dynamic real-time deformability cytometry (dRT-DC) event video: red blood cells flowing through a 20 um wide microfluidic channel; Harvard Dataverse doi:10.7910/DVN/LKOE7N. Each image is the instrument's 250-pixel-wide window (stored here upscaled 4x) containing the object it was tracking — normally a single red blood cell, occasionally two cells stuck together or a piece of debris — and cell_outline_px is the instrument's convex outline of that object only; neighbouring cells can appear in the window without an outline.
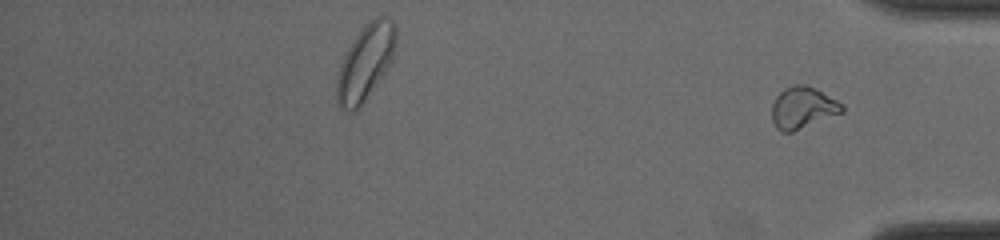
{"species": "common noctule bat (a hibernating species)", "species_latin": "Nyctalus noctula", "temperature_condition": "cold", "stored_images_in_passage": 37, "segment_of_instrument_passage": [2, 2], "camera_frame_rate_fps": 3000, "um_per_image_px": 0.085, "animal": {"sex": "male", "body_mass_g": 19.0, "forearm_length_mm": 50.8}, "frame": {"image": 1, "passage_image": 37, "time_ms": 12.0, "image_size_px": [1000, 240], "cell_outline_px": [[844, 112], [792, 132], [780, 132], [776, 128], [772, 120], [772, 104], [776, 96], [784, 88], [796, 84], [804, 84], [816, 88], [844, 104]], "centroid_in_image_um": [68.24, 9.15], "position_along_channel_um": 367.0, "area_um2": 17.22}}